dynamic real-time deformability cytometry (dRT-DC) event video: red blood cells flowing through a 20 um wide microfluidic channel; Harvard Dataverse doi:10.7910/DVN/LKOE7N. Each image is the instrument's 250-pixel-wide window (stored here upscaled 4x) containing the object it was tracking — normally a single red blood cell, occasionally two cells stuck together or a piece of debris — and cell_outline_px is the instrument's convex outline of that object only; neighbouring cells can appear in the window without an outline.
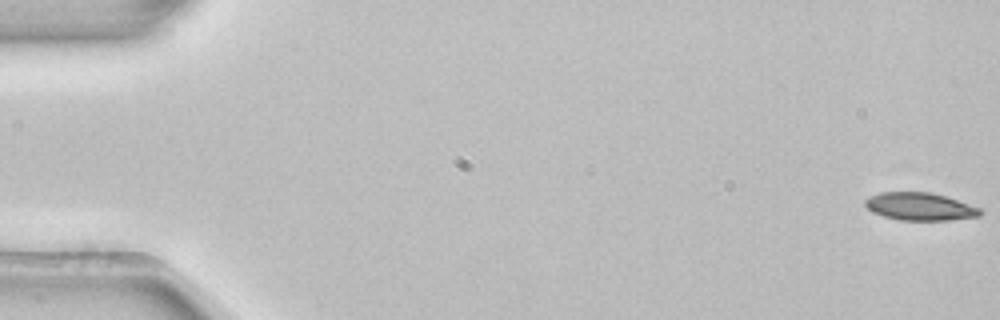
{"species": "common noctule bat (a hibernating species)", "species_latin": "Nyctalus noctula", "temperature_condition": "room temperature", "stored_images_in_passage": 4, "camera_frame_rate_fps": 3000, "um_per_image_px": 0.085, "animal": {"sex": "female", "body_mass_g": 22.7, "forearm_length_mm": 54.2}, "frame": {"image": 1, "passage_image": 1, "time_ms": 0.0, "image_size_px": [1000, 320], "cell_outline_px": [[984, 212], [980, 216], [948, 220], [900, 220], [884, 216], [872, 212], [864, 204], [864, 200], [880, 192], [928, 192], [944, 196], [980, 208]], "centroid_in_image_um": [78.19, 17.56], "position_along_channel_um": 6.8, "area_um2": 18.38}}